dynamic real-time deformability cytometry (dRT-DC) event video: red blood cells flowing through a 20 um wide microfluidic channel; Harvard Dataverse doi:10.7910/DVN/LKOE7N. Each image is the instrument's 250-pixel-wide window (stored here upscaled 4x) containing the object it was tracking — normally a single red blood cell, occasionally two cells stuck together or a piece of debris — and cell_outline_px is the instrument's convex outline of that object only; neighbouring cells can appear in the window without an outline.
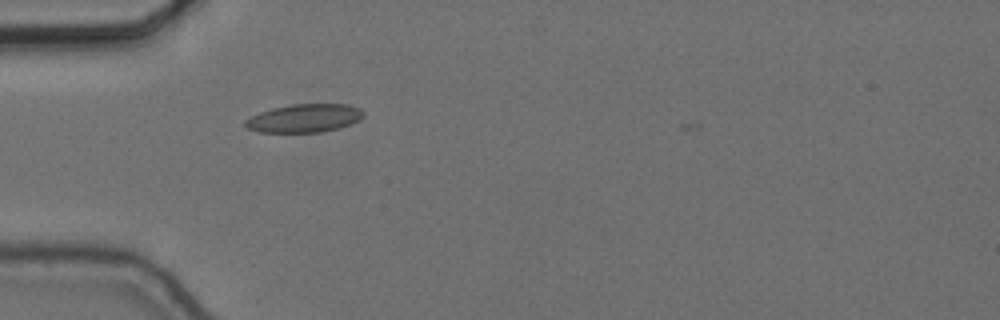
{"species": "common noctule bat (a hibernating species)", "species_latin": "Nyctalus noctula", "temperature_condition": "cold", "stored_images_in_passage": 41, "camera_frame_rate_fps": 3000, "um_per_image_px": 0.085, "animal": {"sex": "female", "body_mass_g": 24.6, "forearm_length_mm": 56.2}, "frame": {"image": 1, "passage_image": 2, "time_ms": 0.333, "image_size_px": [1000, 320], "cell_outline_px": [[364, 116], [360, 120], [336, 128], [320, 132], [260, 132], [248, 128], [244, 124], [244, 120], [260, 112], [272, 108], [292, 104], [348, 104], [360, 108], [364, 112]], "centroid_in_image_um": [25.87, 10.03], "position_along_channel_um": 59.1, "area_um2": 19.36}}
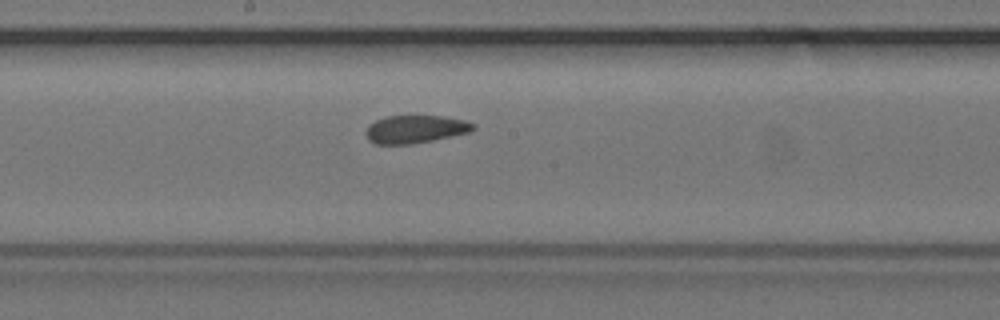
{"frame": {"image": 2, "passage_image": 15, "time_ms": 4.667, "image_size_px": [1000, 320], "cell_outline_px": [[476, 128], [472, 132], [432, 140], [408, 144], [376, 144], [368, 140], [368, 124], [376, 120], [388, 116], [444, 116], [464, 120], [476, 124]], "centroid_in_image_um": [35.36, 10.97], "position_along_channel_um": 212.8, "area_um2": 17.34}}
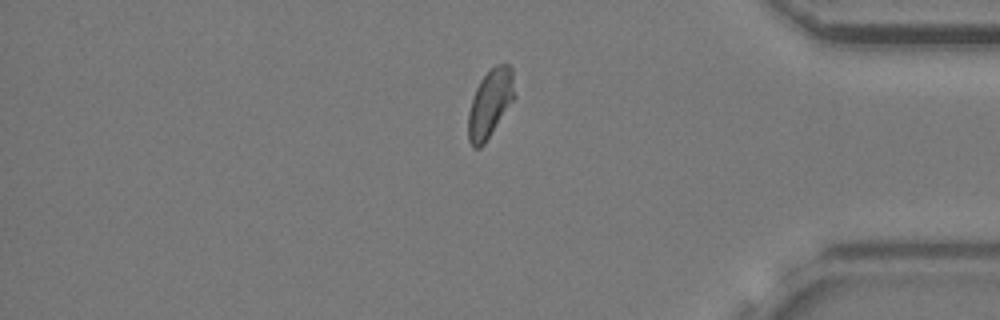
{"frame": {"image": 3, "passage_image": 32, "time_ms": 10.333, "image_size_px": [1000, 320], "cell_outline_px": [[516, 96], [484, 144], [480, 148], [472, 148], [468, 140], [468, 112], [476, 88], [480, 80], [496, 64], [508, 64], [512, 68]], "centroid_in_image_um": [41.66, 8.79], "position_along_channel_um": 393.5, "area_um2": 18.32}, "authors_computed_cell_mechanics": {"area_um2": 18.3226, "velocity_mm_per_s": 3.6347, "shape_relaxation_time_tau1_ms": null, "shape_relaxation_time_tau2_ms": 1.3932, "deformation_change_tau1": null, "deformation_change_tau2": 0.0668}}